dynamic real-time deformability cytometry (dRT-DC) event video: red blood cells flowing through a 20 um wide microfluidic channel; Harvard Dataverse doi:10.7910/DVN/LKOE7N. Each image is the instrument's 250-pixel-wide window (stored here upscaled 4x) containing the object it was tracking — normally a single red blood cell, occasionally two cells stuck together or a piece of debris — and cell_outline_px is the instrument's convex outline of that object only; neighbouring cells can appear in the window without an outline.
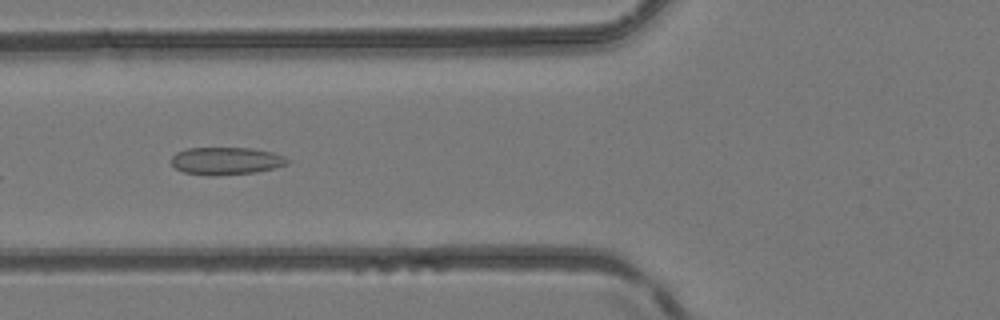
{"species": "common noctule bat (a hibernating species)", "species_latin": "Nyctalus noctula", "temperature_condition": "room temperature", "stored_images_in_passage": 5, "camera_frame_rate_fps": 3000, "um_per_image_px": 0.085, "animal": {"sex": "female", "body_mass_g": 24.6, "forearm_length_mm": 56.2}, "frame": {"image": 1, "passage_image": 5, "time_ms": 1.333, "image_size_px": [1000, 320], "cell_outline_px": [[288, 164], [256, 172], [212, 176], [208, 176], [184, 172], [176, 168], [168, 160], [176, 152], [188, 148], [252, 148], [272, 152], [284, 156], [288, 160]], "centroid_in_image_um": [19.17, 13.67], "position_along_channel_um": 106.6, "area_um2": 18.67}}